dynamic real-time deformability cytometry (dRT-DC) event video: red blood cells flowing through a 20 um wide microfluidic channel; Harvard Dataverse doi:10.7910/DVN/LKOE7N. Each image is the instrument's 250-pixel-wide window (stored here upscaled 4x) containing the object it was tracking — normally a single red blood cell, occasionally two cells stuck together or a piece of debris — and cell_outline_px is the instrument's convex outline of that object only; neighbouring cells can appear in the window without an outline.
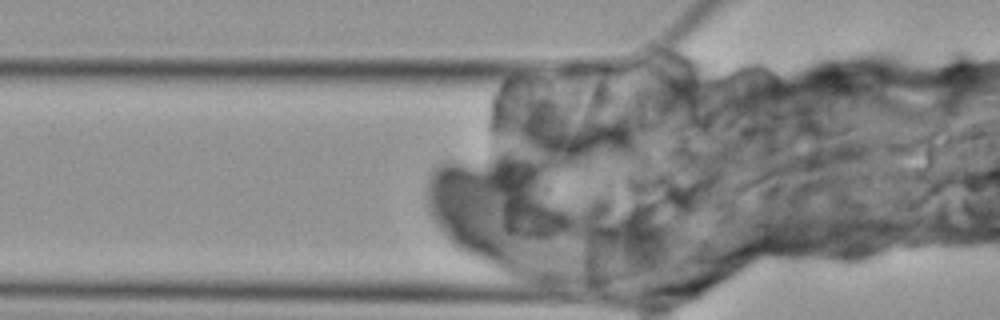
{"species": "Egyptian fruit bat (a non-hibernating species)", "species_latin": "Rousettus aegyptiacus", "temperature_condition": "cold", "stored_images_in_passage": 5, "camera_frame_rate_fps": 3000, "um_per_image_px": 0.085, "animal": {"sex": "female"}, "frame": {"image": 1, "passage_image": 2, "time_ms": 1.333, "image_size_px": [1000, 320], "cell_outline_px": [[568, 220], [544, 232], [504, 220], [496, 176], [500, 164], [532, 172]], "centroid_in_image_um": [44.78, 17.02], "position_along_channel_um": 81.0, "area_um2": 21.21}}